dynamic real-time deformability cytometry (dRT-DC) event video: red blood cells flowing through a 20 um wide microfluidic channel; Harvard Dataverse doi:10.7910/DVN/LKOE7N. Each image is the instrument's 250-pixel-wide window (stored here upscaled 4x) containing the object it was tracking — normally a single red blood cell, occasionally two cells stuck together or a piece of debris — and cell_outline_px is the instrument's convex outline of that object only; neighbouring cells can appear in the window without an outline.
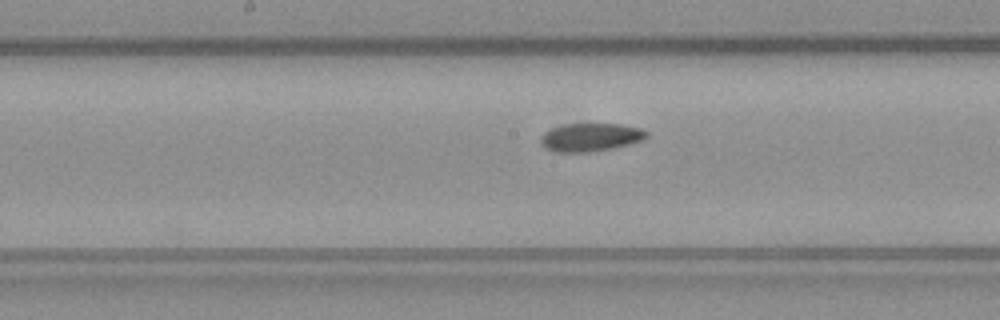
{"species": "common noctule bat (a hibernating species)", "species_latin": "Nyctalus noctula", "temperature_condition": "warm", "stored_images_in_passage": 31, "camera_frame_rate_fps": 3000, "um_per_image_px": 0.085, "animal": {"sex": "male", "body_mass_g": 23.1, "forearm_length_mm": 52.7}, "frame": {"image": 1, "passage_image": 18, "time_ms": 5.667, "image_size_px": [1000, 320], "cell_outline_px": [[648, 136], [640, 140], [628, 144], [612, 148], [588, 152], [552, 152], [544, 148], [540, 144], [540, 136], [544, 132], [552, 128], [564, 124], [620, 124], [640, 128], [648, 132]], "centroid_in_image_um": [50.13, 11.67], "position_along_channel_um": 198.1, "area_um2": 17.4}}
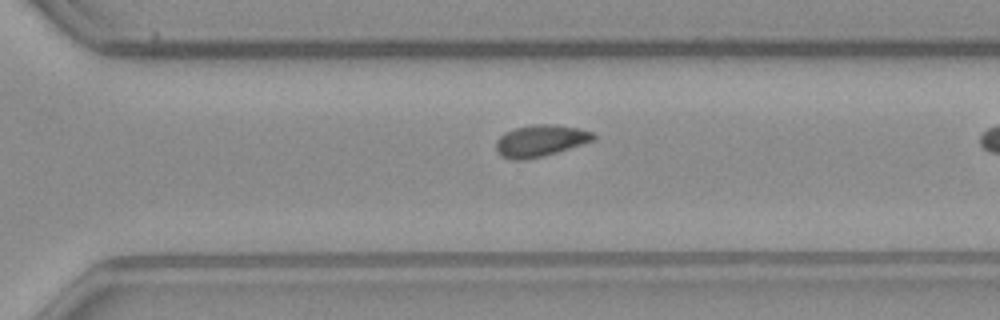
{"frame": {"image": 2, "passage_image": 27, "time_ms": 8.667, "image_size_px": [1000, 320], "cell_outline_px": [[596, 140], [556, 152], [524, 160], [512, 160], [500, 156], [496, 148], [496, 140], [504, 132], [516, 128], [532, 124], [556, 124], [580, 128], [592, 132], [596, 136]], "centroid_in_image_um": [45.93, 11.95], "position_along_channel_um": 324.7, "area_um2": 18.03}}